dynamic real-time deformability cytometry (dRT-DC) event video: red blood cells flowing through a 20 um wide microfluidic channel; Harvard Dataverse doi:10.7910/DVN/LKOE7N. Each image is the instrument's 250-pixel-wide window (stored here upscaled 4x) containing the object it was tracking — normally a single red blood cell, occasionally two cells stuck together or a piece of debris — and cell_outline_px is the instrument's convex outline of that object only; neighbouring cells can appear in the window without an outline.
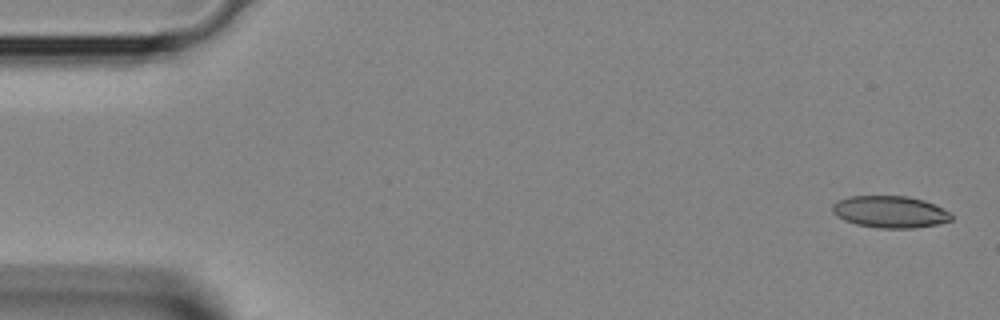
{"species": "Egyptian fruit bat (a non-hibernating species)", "species_latin": "Rousettus aegyptiacus", "temperature_condition": "room temperature", "stored_images_in_passage": 12, "camera_frame_rate_fps": 3000, "um_per_image_px": 0.085, "animal": {"sex": "female"}, "frame": {"image": 1, "passage_image": 1, "time_ms": 0.0, "image_size_px": [1000, 320], "cell_outline_px": [[952, 220], [936, 224], [916, 228], [880, 228], [856, 224], [844, 220], [836, 216], [832, 212], [832, 204], [836, 200], [848, 196], [908, 196], [924, 200], [948, 212], [952, 216]], "centroid_in_image_um": [75.59, 18.0], "position_along_channel_um": 9.4, "area_um2": 22.08}}
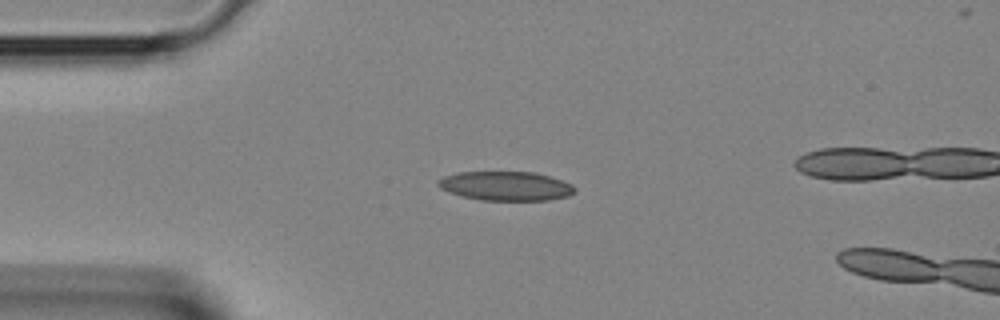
{"frame": {"image": 2, "passage_image": 9, "time_ms": 2.667, "image_size_px": [1000, 320], "cell_outline_px": [[576, 192], [568, 196], [548, 200], [480, 200], [460, 196], [440, 188], [436, 184], [436, 180], [444, 176], [460, 172], [536, 172], [572, 184], [576, 188]], "centroid_in_image_um": [42.98, 15.81], "position_along_channel_um": 42.0, "area_um2": 23.29}}